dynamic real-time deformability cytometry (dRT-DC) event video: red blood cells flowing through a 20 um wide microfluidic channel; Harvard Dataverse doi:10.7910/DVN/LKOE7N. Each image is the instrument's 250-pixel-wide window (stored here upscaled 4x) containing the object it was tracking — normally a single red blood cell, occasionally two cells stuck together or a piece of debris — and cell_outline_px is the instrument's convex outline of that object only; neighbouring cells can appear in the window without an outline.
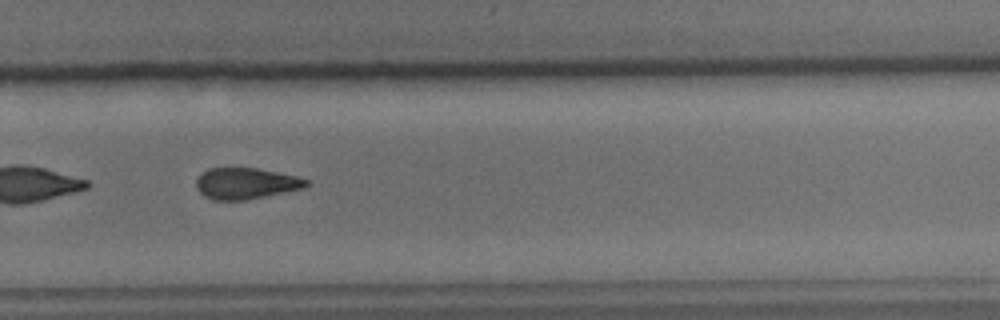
{"species": "common noctule bat (a hibernating species)", "species_latin": "Nyctalus noctula", "temperature_condition": "cold", "stored_images_in_passage": 54, "camera_frame_rate_fps": 3000, "um_per_image_px": 0.085, "animal": {"sex": "male", "body_mass_g": 15.6}, "frame": {"image": 1, "passage_image": 37, "time_ms": 12.0, "image_size_px": [1000, 320], "cell_outline_px": [[308, 184], [304, 188], [244, 200], [212, 200], [204, 196], [196, 188], [196, 180], [200, 172], [208, 168], [256, 168], [296, 176], [308, 180]], "centroid_in_image_um": [20.84, 15.59], "position_along_channel_um": 309.0, "area_um2": 19.94}, "authors_computed_cell_mechanics": {"area_um2": 21.7328, "velocity_mm_per_s": 3.7712, "shape_relaxation_time_tau1_ms": 5.1901, "shape_relaxation_time_tau2_ms": null, "deformation_change_tau1": 0.1318, "deformation_change_tau2": null}}